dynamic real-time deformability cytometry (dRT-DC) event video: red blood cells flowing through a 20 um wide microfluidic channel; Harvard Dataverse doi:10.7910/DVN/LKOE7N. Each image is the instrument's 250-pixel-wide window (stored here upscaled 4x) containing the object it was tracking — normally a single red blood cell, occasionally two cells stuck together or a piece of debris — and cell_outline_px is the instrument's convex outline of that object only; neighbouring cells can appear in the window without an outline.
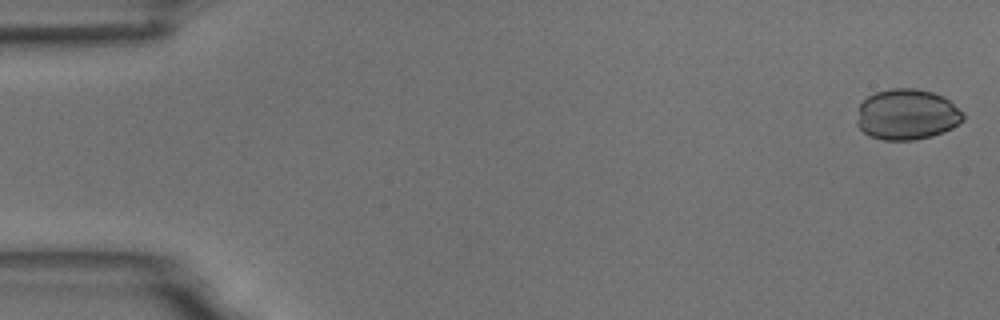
{"species": "common noctule bat (a hibernating species)", "species_latin": "Nyctalus noctula", "temperature_condition": "room temperature", "stored_images_in_passage": 54, "camera_frame_rate_fps": 3000, "um_per_image_px": 0.085, "animal": {"sex": "male", "body_mass_g": 18.8}, "frame": {"image": 1, "passage_image": 1, "time_ms": 0.0, "image_size_px": [1000, 320], "cell_outline_px": [[964, 120], [960, 124], [944, 132], [932, 136], [916, 140], [884, 140], [872, 136], [864, 132], [856, 124], [856, 120], [860, 104], [868, 96], [876, 92], [892, 88], [916, 88], [932, 92], [944, 96], [964, 112]], "centroid_in_image_um": [77.12, 9.73], "position_along_channel_um": 7.9, "area_um2": 31.67}}
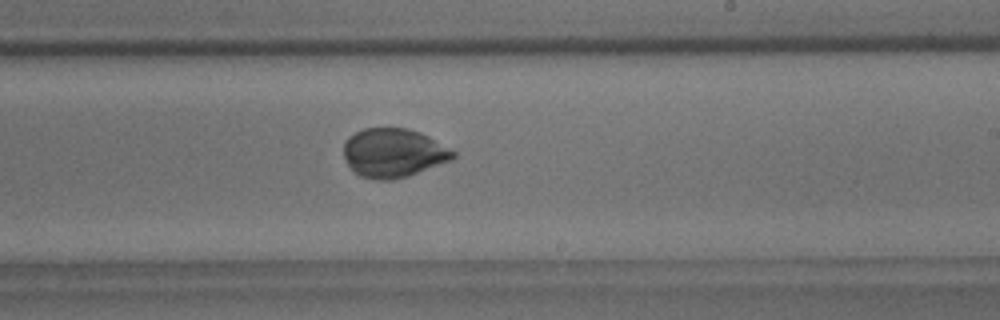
{"frame": {"image": 2, "passage_image": 32, "time_ms": 10.333, "image_size_px": [1000, 320], "cell_outline_px": [[456, 156], [452, 160], [408, 176], [392, 180], [376, 180], [360, 176], [348, 164], [344, 156], [344, 140], [348, 136], [364, 128], [404, 128], [420, 132], [428, 136], [456, 152]], "centroid_in_image_um": [33.44, 13.0], "position_along_channel_um": 255.6, "area_um2": 31.15}}
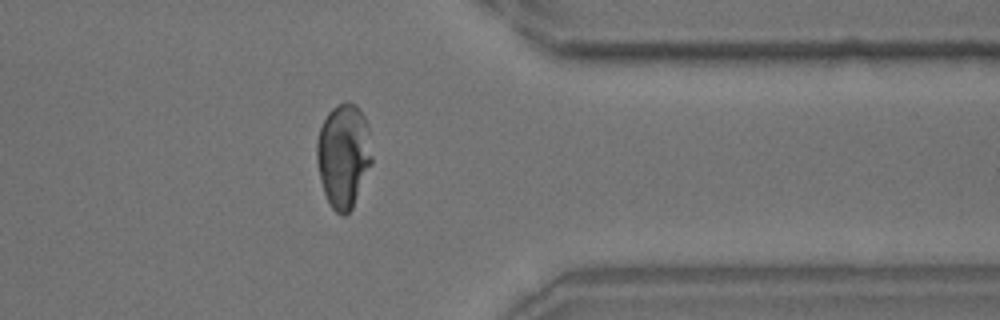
{"frame": {"image": 3, "passage_image": 43, "time_ms": 14.0, "image_size_px": [1000, 320], "cell_outline_px": [[372, 164], [352, 208], [344, 216], [340, 216], [332, 208], [324, 192], [320, 180], [316, 160], [316, 140], [320, 128], [328, 112], [336, 104], [356, 104], [360, 108], [368, 124], [372, 156]], "centroid_in_image_um": [29.2, 13.23], "position_along_channel_um": 382.2, "area_um2": 33.58}}